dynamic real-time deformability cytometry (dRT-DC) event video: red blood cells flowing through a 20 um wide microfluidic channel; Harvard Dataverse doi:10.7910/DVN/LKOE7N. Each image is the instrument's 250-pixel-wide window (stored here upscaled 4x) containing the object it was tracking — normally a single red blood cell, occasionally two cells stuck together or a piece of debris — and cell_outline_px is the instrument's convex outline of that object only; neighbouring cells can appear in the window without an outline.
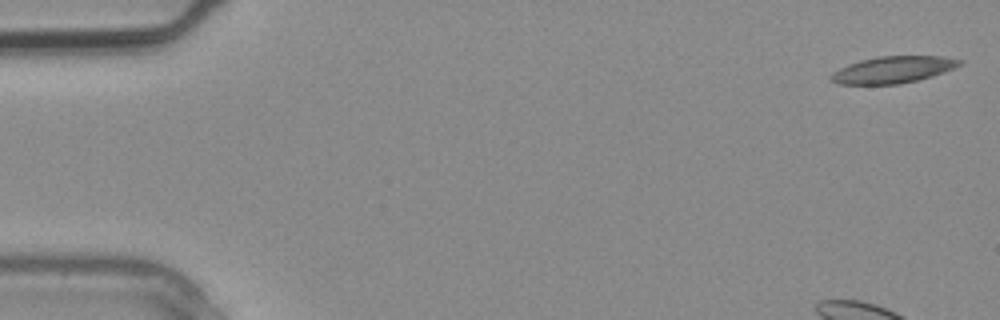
{"species": "common noctule bat (a hibernating species)", "species_latin": "Nyctalus noctula", "temperature_condition": "warm", "stored_images_in_passage": 3, "segment_of_instrument_passage": [2, 2], "camera_frame_rate_fps": 3000, "um_per_image_px": 0.085, "animal": {"sex": "male", "body_mass_g": 20.4}, "frame": {"image": 1, "passage_image": 3, "time_ms": 0.667, "image_size_px": [1000, 320], "cell_outline_px": [[964, 64], [932, 76], [900, 84], [836, 84], [828, 80], [828, 76], [832, 72], [848, 64], [860, 60], [876, 56], [940, 56], [964, 60]], "centroid_in_image_um": [75.87, 5.92], "position_along_channel_um": 9.1, "area_um2": 20.23}}